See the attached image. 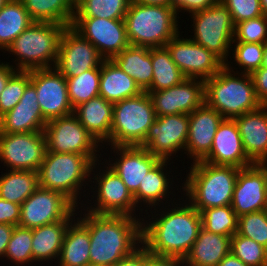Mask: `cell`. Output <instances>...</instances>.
<instances>
[{
  "mask_svg": "<svg viewBox=\"0 0 267 266\" xmlns=\"http://www.w3.org/2000/svg\"><path fill=\"white\" fill-rule=\"evenodd\" d=\"M171 200L172 205L161 207L163 210L154 208L155 211L150 212L152 218L150 215L148 220L142 218V245L152 254L184 259L191 251L202 228L201 214L187 200L183 199V203L174 202L170 197ZM156 211L160 213L156 214Z\"/></svg>",
  "mask_w": 267,
  "mask_h": 266,
  "instance_id": "1",
  "label": "cell"
},
{
  "mask_svg": "<svg viewBox=\"0 0 267 266\" xmlns=\"http://www.w3.org/2000/svg\"><path fill=\"white\" fill-rule=\"evenodd\" d=\"M80 211L90 236V266H115L142 244L141 213L136 218Z\"/></svg>",
  "mask_w": 267,
  "mask_h": 266,
  "instance_id": "2",
  "label": "cell"
},
{
  "mask_svg": "<svg viewBox=\"0 0 267 266\" xmlns=\"http://www.w3.org/2000/svg\"><path fill=\"white\" fill-rule=\"evenodd\" d=\"M181 189L185 200L199 212L203 209L231 204L239 169L231 165H215L197 161L188 167ZM186 192V193H185Z\"/></svg>",
  "mask_w": 267,
  "mask_h": 266,
  "instance_id": "3",
  "label": "cell"
},
{
  "mask_svg": "<svg viewBox=\"0 0 267 266\" xmlns=\"http://www.w3.org/2000/svg\"><path fill=\"white\" fill-rule=\"evenodd\" d=\"M205 103L228 119L262 105L257 98L251 75L238 71L235 73L230 62L216 75L205 80Z\"/></svg>",
  "mask_w": 267,
  "mask_h": 266,
  "instance_id": "4",
  "label": "cell"
},
{
  "mask_svg": "<svg viewBox=\"0 0 267 266\" xmlns=\"http://www.w3.org/2000/svg\"><path fill=\"white\" fill-rule=\"evenodd\" d=\"M179 16L169 5L141 4L131 1L125 15L130 45L164 47L179 31Z\"/></svg>",
  "mask_w": 267,
  "mask_h": 266,
  "instance_id": "5",
  "label": "cell"
},
{
  "mask_svg": "<svg viewBox=\"0 0 267 266\" xmlns=\"http://www.w3.org/2000/svg\"><path fill=\"white\" fill-rule=\"evenodd\" d=\"M93 164L87 156L81 154L46 150L37 171L39 186L63 194L77 207L83 186L85 189L88 183H92L90 174Z\"/></svg>",
  "mask_w": 267,
  "mask_h": 266,
  "instance_id": "6",
  "label": "cell"
},
{
  "mask_svg": "<svg viewBox=\"0 0 267 266\" xmlns=\"http://www.w3.org/2000/svg\"><path fill=\"white\" fill-rule=\"evenodd\" d=\"M66 26L34 21L6 49L16 60V70L52 68L58 58L61 35Z\"/></svg>",
  "mask_w": 267,
  "mask_h": 266,
  "instance_id": "7",
  "label": "cell"
},
{
  "mask_svg": "<svg viewBox=\"0 0 267 266\" xmlns=\"http://www.w3.org/2000/svg\"><path fill=\"white\" fill-rule=\"evenodd\" d=\"M148 92L114 103L111 146H139L156 120Z\"/></svg>",
  "mask_w": 267,
  "mask_h": 266,
  "instance_id": "8",
  "label": "cell"
},
{
  "mask_svg": "<svg viewBox=\"0 0 267 266\" xmlns=\"http://www.w3.org/2000/svg\"><path fill=\"white\" fill-rule=\"evenodd\" d=\"M190 17L194 31L193 38H190L226 64L231 53L235 26L229 10L219 1L207 9L191 14Z\"/></svg>",
  "mask_w": 267,
  "mask_h": 266,
  "instance_id": "9",
  "label": "cell"
},
{
  "mask_svg": "<svg viewBox=\"0 0 267 266\" xmlns=\"http://www.w3.org/2000/svg\"><path fill=\"white\" fill-rule=\"evenodd\" d=\"M100 164L103 165L104 162H94L91 175L94 176L92 179L95 180V182L93 180V183H96V185L91 184V186H89L91 190L93 189L91 193L95 192L93 194L95 197L91 195L93 197L91 199L97 198V201L95 200V202H93L94 205H92L93 203H90L91 205L89 204V206L87 205L88 208L86 207V211L94 214L128 215L132 217L137 216L135 213L136 210H140L139 212L143 213L142 211L144 208L138 209L133 194L127 189L117 173L109 166H104V168H106L104 170L98 168ZM93 169H98L100 171L95 174L96 172ZM94 189L96 190L94 191Z\"/></svg>",
  "mask_w": 267,
  "mask_h": 266,
  "instance_id": "10",
  "label": "cell"
},
{
  "mask_svg": "<svg viewBox=\"0 0 267 266\" xmlns=\"http://www.w3.org/2000/svg\"><path fill=\"white\" fill-rule=\"evenodd\" d=\"M43 132L47 151L81 154L93 163L104 155L99 151L102 150L99 148L102 145L81 125L74 114L48 121Z\"/></svg>",
  "mask_w": 267,
  "mask_h": 266,
  "instance_id": "11",
  "label": "cell"
},
{
  "mask_svg": "<svg viewBox=\"0 0 267 266\" xmlns=\"http://www.w3.org/2000/svg\"><path fill=\"white\" fill-rule=\"evenodd\" d=\"M46 150L44 132H0V161L9 170L37 172Z\"/></svg>",
  "mask_w": 267,
  "mask_h": 266,
  "instance_id": "12",
  "label": "cell"
},
{
  "mask_svg": "<svg viewBox=\"0 0 267 266\" xmlns=\"http://www.w3.org/2000/svg\"><path fill=\"white\" fill-rule=\"evenodd\" d=\"M76 206L63 194L38 187L22 204L19 226L34 229L66 219Z\"/></svg>",
  "mask_w": 267,
  "mask_h": 266,
  "instance_id": "13",
  "label": "cell"
},
{
  "mask_svg": "<svg viewBox=\"0 0 267 266\" xmlns=\"http://www.w3.org/2000/svg\"><path fill=\"white\" fill-rule=\"evenodd\" d=\"M188 131L189 114L156 117L139 146L161 160H171L178 151L183 149L185 152Z\"/></svg>",
  "mask_w": 267,
  "mask_h": 266,
  "instance_id": "14",
  "label": "cell"
},
{
  "mask_svg": "<svg viewBox=\"0 0 267 266\" xmlns=\"http://www.w3.org/2000/svg\"><path fill=\"white\" fill-rule=\"evenodd\" d=\"M179 32L167 44L173 62L186 78L207 80L216 75L225 64L212 52L191 38H180Z\"/></svg>",
  "mask_w": 267,
  "mask_h": 266,
  "instance_id": "15",
  "label": "cell"
},
{
  "mask_svg": "<svg viewBox=\"0 0 267 266\" xmlns=\"http://www.w3.org/2000/svg\"><path fill=\"white\" fill-rule=\"evenodd\" d=\"M71 27L90 41L105 60H111L130 45L124 19L74 18Z\"/></svg>",
  "mask_w": 267,
  "mask_h": 266,
  "instance_id": "16",
  "label": "cell"
},
{
  "mask_svg": "<svg viewBox=\"0 0 267 266\" xmlns=\"http://www.w3.org/2000/svg\"><path fill=\"white\" fill-rule=\"evenodd\" d=\"M30 83L37 91L38 104L47 122L73 114L66 78L54 67L30 70Z\"/></svg>",
  "mask_w": 267,
  "mask_h": 266,
  "instance_id": "17",
  "label": "cell"
},
{
  "mask_svg": "<svg viewBox=\"0 0 267 266\" xmlns=\"http://www.w3.org/2000/svg\"><path fill=\"white\" fill-rule=\"evenodd\" d=\"M104 60L96 47L70 26L61 35L54 68L69 78L101 66Z\"/></svg>",
  "mask_w": 267,
  "mask_h": 266,
  "instance_id": "18",
  "label": "cell"
},
{
  "mask_svg": "<svg viewBox=\"0 0 267 266\" xmlns=\"http://www.w3.org/2000/svg\"><path fill=\"white\" fill-rule=\"evenodd\" d=\"M157 117L191 114L205 103V81L186 78L176 86L160 91H146Z\"/></svg>",
  "mask_w": 267,
  "mask_h": 266,
  "instance_id": "19",
  "label": "cell"
},
{
  "mask_svg": "<svg viewBox=\"0 0 267 266\" xmlns=\"http://www.w3.org/2000/svg\"><path fill=\"white\" fill-rule=\"evenodd\" d=\"M267 198V164L240 168L230 206L239 217L265 210Z\"/></svg>",
  "mask_w": 267,
  "mask_h": 266,
  "instance_id": "20",
  "label": "cell"
},
{
  "mask_svg": "<svg viewBox=\"0 0 267 266\" xmlns=\"http://www.w3.org/2000/svg\"><path fill=\"white\" fill-rule=\"evenodd\" d=\"M115 154L114 160L107 164L121 178L127 189L134 194L146 174L161 160L140 146H111ZM116 153L118 158L116 157ZM112 161V162H111ZM107 162V163H106ZM114 162V163H113Z\"/></svg>",
  "mask_w": 267,
  "mask_h": 266,
  "instance_id": "21",
  "label": "cell"
},
{
  "mask_svg": "<svg viewBox=\"0 0 267 266\" xmlns=\"http://www.w3.org/2000/svg\"><path fill=\"white\" fill-rule=\"evenodd\" d=\"M224 117L204 103L189 114V131L184 154L192 163L203 160L210 152L215 133Z\"/></svg>",
  "mask_w": 267,
  "mask_h": 266,
  "instance_id": "22",
  "label": "cell"
},
{
  "mask_svg": "<svg viewBox=\"0 0 267 266\" xmlns=\"http://www.w3.org/2000/svg\"><path fill=\"white\" fill-rule=\"evenodd\" d=\"M215 165L246 168L253 163L248 159L241 135L234 119L224 118L214 136L209 154L202 160Z\"/></svg>",
  "mask_w": 267,
  "mask_h": 266,
  "instance_id": "23",
  "label": "cell"
},
{
  "mask_svg": "<svg viewBox=\"0 0 267 266\" xmlns=\"http://www.w3.org/2000/svg\"><path fill=\"white\" fill-rule=\"evenodd\" d=\"M253 164H267V104L233 118Z\"/></svg>",
  "mask_w": 267,
  "mask_h": 266,
  "instance_id": "24",
  "label": "cell"
},
{
  "mask_svg": "<svg viewBox=\"0 0 267 266\" xmlns=\"http://www.w3.org/2000/svg\"><path fill=\"white\" fill-rule=\"evenodd\" d=\"M46 123L38 104L37 91L29 83L19 103L0 117V132L5 134L43 132Z\"/></svg>",
  "mask_w": 267,
  "mask_h": 266,
  "instance_id": "25",
  "label": "cell"
},
{
  "mask_svg": "<svg viewBox=\"0 0 267 266\" xmlns=\"http://www.w3.org/2000/svg\"><path fill=\"white\" fill-rule=\"evenodd\" d=\"M113 105L98 96L74 108L73 114L99 144L110 146Z\"/></svg>",
  "mask_w": 267,
  "mask_h": 266,
  "instance_id": "26",
  "label": "cell"
},
{
  "mask_svg": "<svg viewBox=\"0 0 267 266\" xmlns=\"http://www.w3.org/2000/svg\"><path fill=\"white\" fill-rule=\"evenodd\" d=\"M169 162H170V160H160L146 174V177L143 180V182L140 183L138 190L133 194L134 201H135L136 206L138 208H140L139 205H141V207H142V204H144V205L146 204L147 206H146L145 212H147L148 209H150V208L152 210L153 207L154 208L161 207L160 206L161 203H162V205L163 204L166 205V203H168L167 201H169V199H168L169 196L171 194H173V193H171V191L173 190L172 187L174 185L173 183L175 182L169 177L172 175H168V174H170V172H172V171L168 172V170H167V167H168L167 164ZM166 198H167V201L165 200ZM162 200L165 201V203Z\"/></svg>",
  "mask_w": 267,
  "mask_h": 266,
  "instance_id": "27",
  "label": "cell"
},
{
  "mask_svg": "<svg viewBox=\"0 0 267 266\" xmlns=\"http://www.w3.org/2000/svg\"><path fill=\"white\" fill-rule=\"evenodd\" d=\"M74 210L66 219L32 229V257L34 262L58 260L68 225L78 215Z\"/></svg>",
  "mask_w": 267,
  "mask_h": 266,
  "instance_id": "28",
  "label": "cell"
},
{
  "mask_svg": "<svg viewBox=\"0 0 267 266\" xmlns=\"http://www.w3.org/2000/svg\"><path fill=\"white\" fill-rule=\"evenodd\" d=\"M231 237L200 229L191 251L184 258L186 266H217L230 252Z\"/></svg>",
  "mask_w": 267,
  "mask_h": 266,
  "instance_id": "29",
  "label": "cell"
},
{
  "mask_svg": "<svg viewBox=\"0 0 267 266\" xmlns=\"http://www.w3.org/2000/svg\"><path fill=\"white\" fill-rule=\"evenodd\" d=\"M90 236L87 226L74 219L66 230L57 266H90ZM58 261V262H57Z\"/></svg>",
  "mask_w": 267,
  "mask_h": 266,
  "instance_id": "30",
  "label": "cell"
},
{
  "mask_svg": "<svg viewBox=\"0 0 267 266\" xmlns=\"http://www.w3.org/2000/svg\"><path fill=\"white\" fill-rule=\"evenodd\" d=\"M142 92L135 80L123 72L112 60L102 62L99 96L114 104L138 96Z\"/></svg>",
  "mask_w": 267,
  "mask_h": 266,
  "instance_id": "31",
  "label": "cell"
},
{
  "mask_svg": "<svg viewBox=\"0 0 267 266\" xmlns=\"http://www.w3.org/2000/svg\"><path fill=\"white\" fill-rule=\"evenodd\" d=\"M111 60L133 78L143 92L151 87L153 78L151 48L129 45Z\"/></svg>",
  "mask_w": 267,
  "mask_h": 266,
  "instance_id": "32",
  "label": "cell"
},
{
  "mask_svg": "<svg viewBox=\"0 0 267 266\" xmlns=\"http://www.w3.org/2000/svg\"><path fill=\"white\" fill-rule=\"evenodd\" d=\"M34 21L70 27L75 15V0H21Z\"/></svg>",
  "mask_w": 267,
  "mask_h": 266,
  "instance_id": "33",
  "label": "cell"
},
{
  "mask_svg": "<svg viewBox=\"0 0 267 266\" xmlns=\"http://www.w3.org/2000/svg\"><path fill=\"white\" fill-rule=\"evenodd\" d=\"M33 22L21 0H9L0 9V51L5 53L13 40Z\"/></svg>",
  "mask_w": 267,
  "mask_h": 266,
  "instance_id": "34",
  "label": "cell"
},
{
  "mask_svg": "<svg viewBox=\"0 0 267 266\" xmlns=\"http://www.w3.org/2000/svg\"><path fill=\"white\" fill-rule=\"evenodd\" d=\"M0 175V198L21 205L38 187V172L8 170Z\"/></svg>",
  "mask_w": 267,
  "mask_h": 266,
  "instance_id": "35",
  "label": "cell"
},
{
  "mask_svg": "<svg viewBox=\"0 0 267 266\" xmlns=\"http://www.w3.org/2000/svg\"><path fill=\"white\" fill-rule=\"evenodd\" d=\"M151 62L153 78L151 87L147 91H160L176 86L186 77L173 62L166 46L151 48Z\"/></svg>",
  "mask_w": 267,
  "mask_h": 266,
  "instance_id": "36",
  "label": "cell"
},
{
  "mask_svg": "<svg viewBox=\"0 0 267 266\" xmlns=\"http://www.w3.org/2000/svg\"><path fill=\"white\" fill-rule=\"evenodd\" d=\"M131 0H75L74 18L124 19Z\"/></svg>",
  "mask_w": 267,
  "mask_h": 266,
  "instance_id": "37",
  "label": "cell"
},
{
  "mask_svg": "<svg viewBox=\"0 0 267 266\" xmlns=\"http://www.w3.org/2000/svg\"><path fill=\"white\" fill-rule=\"evenodd\" d=\"M101 66L66 78L69 101L73 107L99 96Z\"/></svg>",
  "mask_w": 267,
  "mask_h": 266,
  "instance_id": "38",
  "label": "cell"
},
{
  "mask_svg": "<svg viewBox=\"0 0 267 266\" xmlns=\"http://www.w3.org/2000/svg\"><path fill=\"white\" fill-rule=\"evenodd\" d=\"M200 214L206 231L230 237L238 231V216L230 205L203 209Z\"/></svg>",
  "mask_w": 267,
  "mask_h": 266,
  "instance_id": "39",
  "label": "cell"
},
{
  "mask_svg": "<svg viewBox=\"0 0 267 266\" xmlns=\"http://www.w3.org/2000/svg\"><path fill=\"white\" fill-rule=\"evenodd\" d=\"M32 229L14 226L11 239L7 245L4 258L11 261V263L19 265L33 263L32 257ZM31 262V263H30Z\"/></svg>",
  "mask_w": 267,
  "mask_h": 266,
  "instance_id": "40",
  "label": "cell"
},
{
  "mask_svg": "<svg viewBox=\"0 0 267 266\" xmlns=\"http://www.w3.org/2000/svg\"><path fill=\"white\" fill-rule=\"evenodd\" d=\"M230 252L248 266H267V248L238 233L231 237Z\"/></svg>",
  "mask_w": 267,
  "mask_h": 266,
  "instance_id": "41",
  "label": "cell"
},
{
  "mask_svg": "<svg viewBox=\"0 0 267 266\" xmlns=\"http://www.w3.org/2000/svg\"><path fill=\"white\" fill-rule=\"evenodd\" d=\"M234 43V44H233ZM231 46L230 59L233 58L235 64L238 65L241 73L251 74L253 71L259 69L262 65L264 43H246L233 42Z\"/></svg>",
  "mask_w": 267,
  "mask_h": 266,
  "instance_id": "42",
  "label": "cell"
},
{
  "mask_svg": "<svg viewBox=\"0 0 267 266\" xmlns=\"http://www.w3.org/2000/svg\"><path fill=\"white\" fill-rule=\"evenodd\" d=\"M30 83V71L17 70L8 80L0 95V117L11 111L21 100Z\"/></svg>",
  "mask_w": 267,
  "mask_h": 266,
  "instance_id": "43",
  "label": "cell"
},
{
  "mask_svg": "<svg viewBox=\"0 0 267 266\" xmlns=\"http://www.w3.org/2000/svg\"><path fill=\"white\" fill-rule=\"evenodd\" d=\"M237 233L267 248V213L262 210L239 216Z\"/></svg>",
  "mask_w": 267,
  "mask_h": 266,
  "instance_id": "44",
  "label": "cell"
},
{
  "mask_svg": "<svg viewBox=\"0 0 267 266\" xmlns=\"http://www.w3.org/2000/svg\"><path fill=\"white\" fill-rule=\"evenodd\" d=\"M233 42L267 43V16L264 14L235 24Z\"/></svg>",
  "mask_w": 267,
  "mask_h": 266,
  "instance_id": "45",
  "label": "cell"
},
{
  "mask_svg": "<svg viewBox=\"0 0 267 266\" xmlns=\"http://www.w3.org/2000/svg\"><path fill=\"white\" fill-rule=\"evenodd\" d=\"M235 24L264 15L260 0H220Z\"/></svg>",
  "mask_w": 267,
  "mask_h": 266,
  "instance_id": "46",
  "label": "cell"
},
{
  "mask_svg": "<svg viewBox=\"0 0 267 266\" xmlns=\"http://www.w3.org/2000/svg\"><path fill=\"white\" fill-rule=\"evenodd\" d=\"M220 0H169V6L176 12L177 16L182 10L184 13L187 11L189 14H193L198 11L207 9ZM180 10V11H179Z\"/></svg>",
  "mask_w": 267,
  "mask_h": 266,
  "instance_id": "47",
  "label": "cell"
},
{
  "mask_svg": "<svg viewBox=\"0 0 267 266\" xmlns=\"http://www.w3.org/2000/svg\"><path fill=\"white\" fill-rule=\"evenodd\" d=\"M21 205L0 198V223L19 225Z\"/></svg>",
  "mask_w": 267,
  "mask_h": 266,
  "instance_id": "48",
  "label": "cell"
},
{
  "mask_svg": "<svg viewBox=\"0 0 267 266\" xmlns=\"http://www.w3.org/2000/svg\"><path fill=\"white\" fill-rule=\"evenodd\" d=\"M257 98L267 104V68L260 67L251 74Z\"/></svg>",
  "mask_w": 267,
  "mask_h": 266,
  "instance_id": "49",
  "label": "cell"
},
{
  "mask_svg": "<svg viewBox=\"0 0 267 266\" xmlns=\"http://www.w3.org/2000/svg\"><path fill=\"white\" fill-rule=\"evenodd\" d=\"M146 266H186V263L183 258L155 255L146 249Z\"/></svg>",
  "mask_w": 267,
  "mask_h": 266,
  "instance_id": "50",
  "label": "cell"
},
{
  "mask_svg": "<svg viewBox=\"0 0 267 266\" xmlns=\"http://www.w3.org/2000/svg\"><path fill=\"white\" fill-rule=\"evenodd\" d=\"M115 266H146V248L140 244L137 249L120 260Z\"/></svg>",
  "mask_w": 267,
  "mask_h": 266,
  "instance_id": "51",
  "label": "cell"
},
{
  "mask_svg": "<svg viewBox=\"0 0 267 266\" xmlns=\"http://www.w3.org/2000/svg\"><path fill=\"white\" fill-rule=\"evenodd\" d=\"M13 231V225L0 223V259L4 258Z\"/></svg>",
  "mask_w": 267,
  "mask_h": 266,
  "instance_id": "52",
  "label": "cell"
},
{
  "mask_svg": "<svg viewBox=\"0 0 267 266\" xmlns=\"http://www.w3.org/2000/svg\"><path fill=\"white\" fill-rule=\"evenodd\" d=\"M16 71L15 66L12 64L10 65L9 62H0V95L4 90L6 83Z\"/></svg>",
  "mask_w": 267,
  "mask_h": 266,
  "instance_id": "53",
  "label": "cell"
},
{
  "mask_svg": "<svg viewBox=\"0 0 267 266\" xmlns=\"http://www.w3.org/2000/svg\"><path fill=\"white\" fill-rule=\"evenodd\" d=\"M217 266H248L238 259L232 252H229Z\"/></svg>",
  "mask_w": 267,
  "mask_h": 266,
  "instance_id": "54",
  "label": "cell"
},
{
  "mask_svg": "<svg viewBox=\"0 0 267 266\" xmlns=\"http://www.w3.org/2000/svg\"><path fill=\"white\" fill-rule=\"evenodd\" d=\"M141 4L168 5L169 0H131Z\"/></svg>",
  "mask_w": 267,
  "mask_h": 266,
  "instance_id": "55",
  "label": "cell"
},
{
  "mask_svg": "<svg viewBox=\"0 0 267 266\" xmlns=\"http://www.w3.org/2000/svg\"><path fill=\"white\" fill-rule=\"evenodd\" d=\"M261 67L267 68V43H264V52Z\"/></svg>",
  "mask_w": 267,
  "mask_h": 266,
  "instance_id": "56",
  "label": "cell"
},
{
  "mask_svg": "<svg viewBox=\"0 0 267 266\" xmlns=\"http://www.w3.org/2000/svg\"><path fill=\"white\" fill-rule=\"evenodd\" d=\"M263 13L267 16V0H260Z\"/></svg>",
  "mask_w": 267,
  "mask_h": 266,
  "instance_id": "57",
  "label": "cell"
},
{
  "mask_svg": "<svg viewBox=\"0 0 267 266\" xmlns=\"http://www.w3.org/2000/svg\"><path fill=\"white\" fill-rule=\"evenodd\" d=\"M9 0H0V9L8 2Z\"/></svg>",
  "mask_w": 267,
  "mask_h": 266,
  "instance_id": "58",
  "label": "cell"
},
{
  "mask_svg": "<svg viewBox=\"0 0 267 266\" xmlns=\"http://www.w3.org/2000/svg\"><path fill=\"white\" fill-rule=\"evenodd\" d=\"M264 211L267 213V198H266V206H265V210Z\"/></svg>",
  "mask_w": 267,
  "mask_h": 266,
  "instance_id": "59",
  "label": "cell"
}]
</instances>
